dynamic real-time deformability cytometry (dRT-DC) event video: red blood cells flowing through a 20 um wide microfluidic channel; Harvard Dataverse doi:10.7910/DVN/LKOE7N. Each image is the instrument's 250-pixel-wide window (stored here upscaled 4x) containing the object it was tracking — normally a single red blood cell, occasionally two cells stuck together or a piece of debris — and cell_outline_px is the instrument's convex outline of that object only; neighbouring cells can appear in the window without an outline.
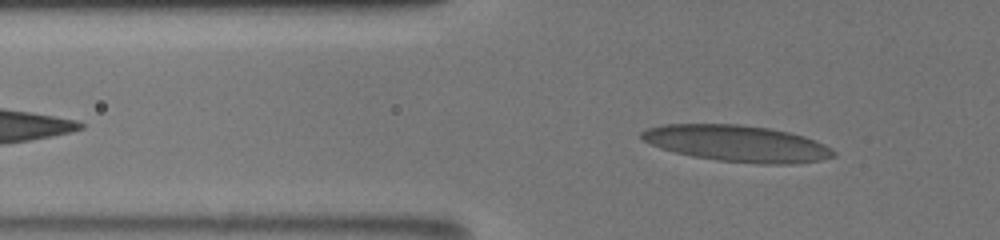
{"species": "human", "species_latin": "Homo sapiens", "temperature_condition": "room temperature", "stored_images_in_passage": 34, "camera_frame_rate_fps": 3000, "um_per_image_px": 0.085, "donor": {"sex": "male"}, "frame": {"image": 1, "passage_image": 6, "time_ms": 2.667, "image_size_px": [1000, 240], "cell_outline_px": [[836, 156], [820, 160], [792, 164], [760, 164], [716, 160], [692, 156], [660, 148], [644, 140], [640, 136], [640, 132], [644, 128], [664, 124], [740, 124], [768, 128], [788, 132], [804, 136], [824, 144], [832, 148], [836, 152]], "centroid_in_image_um": [62.66, 12.19], "position_along_channel_um": 63.1, "area_um2": 40.81}}
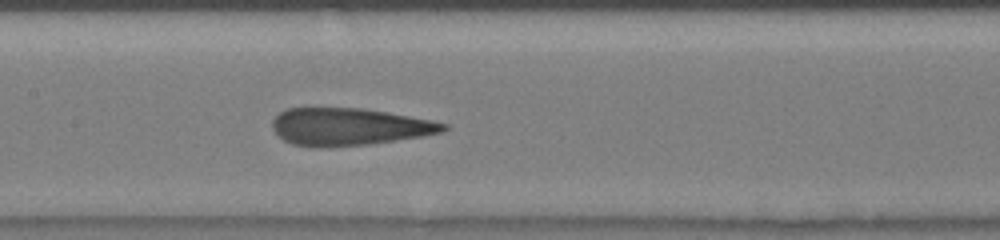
{"frame": {"image": 2, "passage_image": 15, "time_ms": 6.0, "image_size_px": [1000, 240], "cell_outline_px": [[448, 128], [444, 132], [396, 140], [368, 144], [328, 148], [316, 148], [292, 144], [284, 140], [272, 128], [272, 120], [280, 112], [288, 108], [360, 108], [432, 120], [448, 124]], "centroid_in_image_um": [29.65, 10.78], "position_along_channel_um": 177.8, "area_um2": 37.17}}
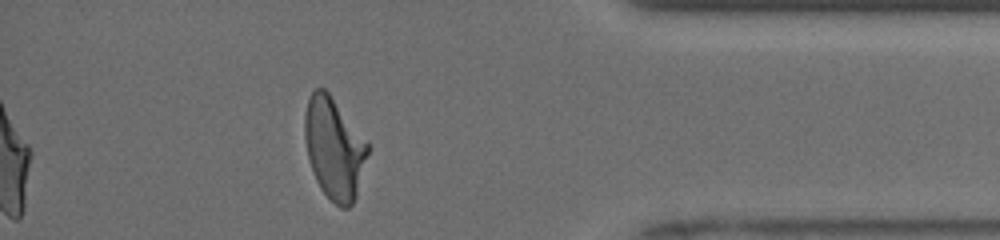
{"frame": {"image": 3, "passage_image": 32, "time_ms": 12.333, "image_size_px": [1000, 240], "cell_outline_px": [[368, 152], [356, 196], [352, 204], [348, 208], [340, 208], [320, 188], [312, 172], [308, 156], [304, 136], [304, 116], [308, 100], [312, 92], [316, 88], [324, 88], [328, 92], [368, 144]], "centroid_in_image_um": [28.37, 12.63], "position_along_channel_um": 406.8, "area_um2": 36.53}, "authors_computed_cell_mechanics": {"area_um2": 38.0324, "velocity_mm_per_s": 3.9607, "shape_relaxation_time_tau1_ms": 7.1759, "shape_relaxation_time_tau2_ms": 0.8701, "deformation_change_tau1": 0.2309, "deformation_change_tau2": 0.0874}}